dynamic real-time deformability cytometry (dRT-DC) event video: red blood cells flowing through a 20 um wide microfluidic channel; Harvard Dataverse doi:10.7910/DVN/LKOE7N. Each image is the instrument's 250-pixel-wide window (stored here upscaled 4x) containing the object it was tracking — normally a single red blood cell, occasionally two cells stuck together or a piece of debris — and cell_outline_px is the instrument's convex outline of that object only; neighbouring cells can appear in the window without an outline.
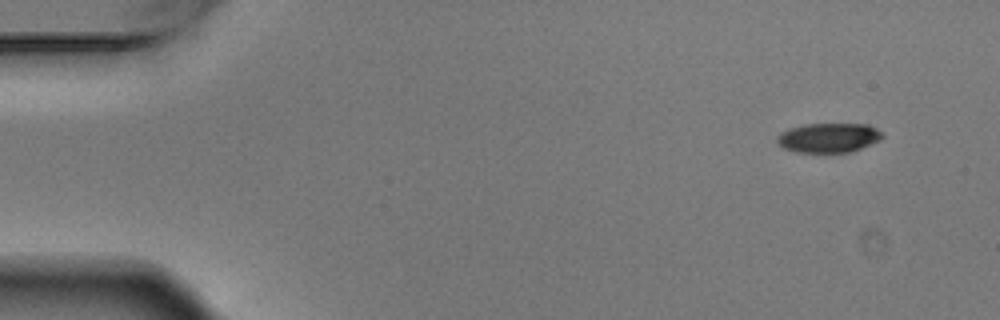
{"species": "Egyptian fruit bat (a non-hibernating species)", "species_latin": "Rousettus aegyptiacus", "temperature_condition": "warm", "stored_images_in_passage": 8, "camera_frame_rate_fps": 3000, "um_per_image_px": 0.085, "animal": {"sex": "male"}, "frame": {"image": 1, "passage_image": 1, "time_ms": 0.0, "image_size_px": [1000, 320], "cell_outline_px": [[884, 136], [880, 140], [860, 148], [848, 152], [796, 152], [784, 148], [776, 140], [776, 136], [780, 132], [788, 128], [804, 124], [868, 124], [876, 128]], "centroid_in_image_um": [70.4, 11.69], "position_along_channel_um": 14.6, "area_um2": 18.03}}
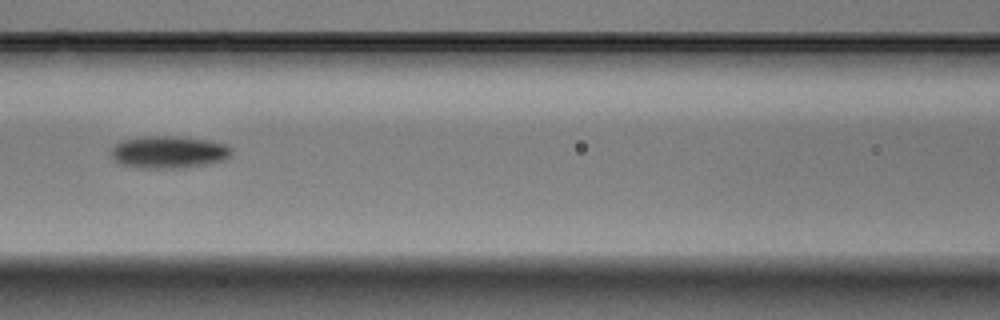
{"frame": {"image": 2, "passage_image": 7, "time_ms": 2.0, "image_size_px": [1000, 320], "cell_outline_px": [[232, 152], [224, 160], [208, 164], [180, 168], [140, 168], [120, 164], [112, 160], [108, 152], [120, 140], [144, 136], [172, 136], [208, 140], [224, 144], [232, 148]], "centroid_in_image_um": [14.27, 12.93], "position_along_channel_um": 152.3, "area_um2": 22.89}}
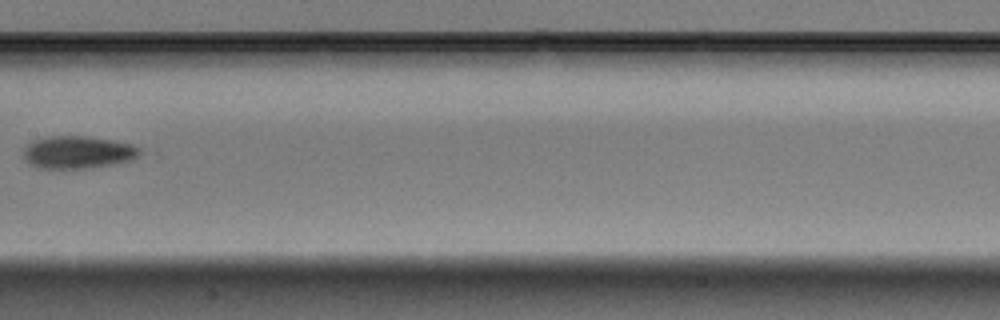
{"frame": {"image": 3, "passage_image": 8, "time_ms": 2.333, "image_size_px": [1000, 320], "cell_outline_px": [[140, 152], [132, 160], [116, 164], [92, 168], [36, 168], [28, 164], [24, 160], [24, 148], [32, 140], [52, 136], [84, 136], [112, 140], [132, 144], [140, 148]], "centroid_in_image_um": [6.59, 12.95], "position_along_channel_um": 200.8, "area_um2": 22.2}}